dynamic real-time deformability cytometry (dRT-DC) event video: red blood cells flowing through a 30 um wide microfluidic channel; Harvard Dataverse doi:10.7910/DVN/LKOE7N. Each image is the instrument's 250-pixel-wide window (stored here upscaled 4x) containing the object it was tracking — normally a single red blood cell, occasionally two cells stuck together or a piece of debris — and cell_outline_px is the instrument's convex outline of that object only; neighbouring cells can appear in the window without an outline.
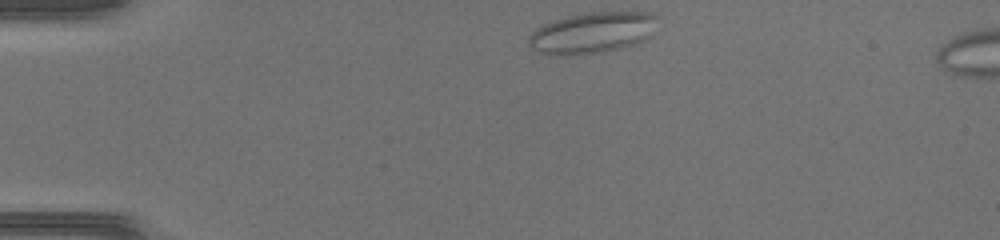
{"species": "common noctule bat (a hibernating species)", "species_latin": "Nyctalus noctula", "temperature_condition": "warm", "stored_images_in_passage": 37, "camera_frame_rate_fps": 3000, "um_per_image_px": 0.085, "animal": {"sex": "female", "body_mass_g": 17.0, "forearm_length_mm": 48.0}, "frame": {"image": 1, "passage_image": 1, "time_ms": 0.0, "image_size_px": [1000, 240], "cell_outline_px": [[660, 16], [652, 36], [636, 44], [604, 52], [564, 56], [548, 56], [532, 48], [528, 44], [528, 36], [536, 28], [544, 24], [568, 16], [588, 12], [652, 12]], "centroid_in_image_um": [50.39, 2.79], "position_along_channel_um": 34.6, "area_um2": 31.44}}
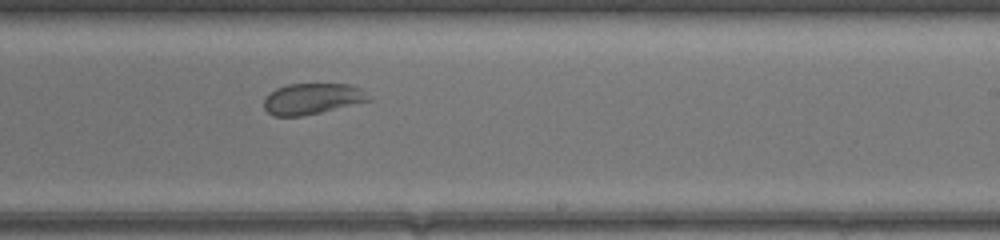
{"frame": {"image": 2, "passage_image": 20, "time_ms": 6.333, "image_size_px": [1000, 240], "cell_outline_px": [[372, 100], [320, 112], [300, 116], [272, 116], [264, 108], [264, 96], [276, 88], [288, 84], [352, 84], [360, 88]], "centroid_in_image_um": [26.5, 8.39], "position_along_channel_um": 262.5, "area_um2": 18.84}}
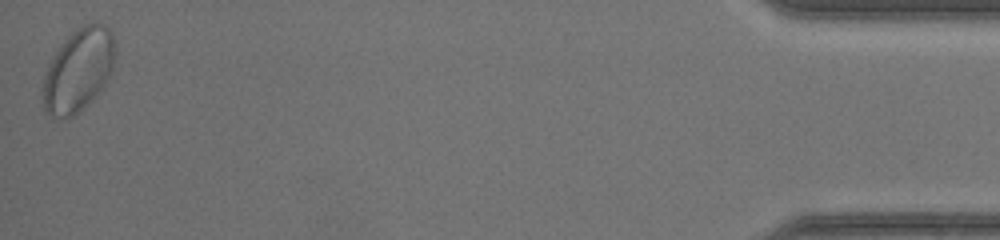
{"frame": {"image": 3, "passage_image": 37, "time_ms": 12.0, "image_size_px": [1000, 240], "cell_outline_px": [[116, 56], [108, 80], [92, 100], [72, 116], [56, 116], [44, 112], [40, 92], [44, 76], [48, 64], [52, 56], [72, 32], [84, 24], [104, 24], [112, 32], [116, 44]], "centroid_in_image_um": [6.66, 5.95], "position_along_channel_um": 428.5, "area_um2": 35.03}}